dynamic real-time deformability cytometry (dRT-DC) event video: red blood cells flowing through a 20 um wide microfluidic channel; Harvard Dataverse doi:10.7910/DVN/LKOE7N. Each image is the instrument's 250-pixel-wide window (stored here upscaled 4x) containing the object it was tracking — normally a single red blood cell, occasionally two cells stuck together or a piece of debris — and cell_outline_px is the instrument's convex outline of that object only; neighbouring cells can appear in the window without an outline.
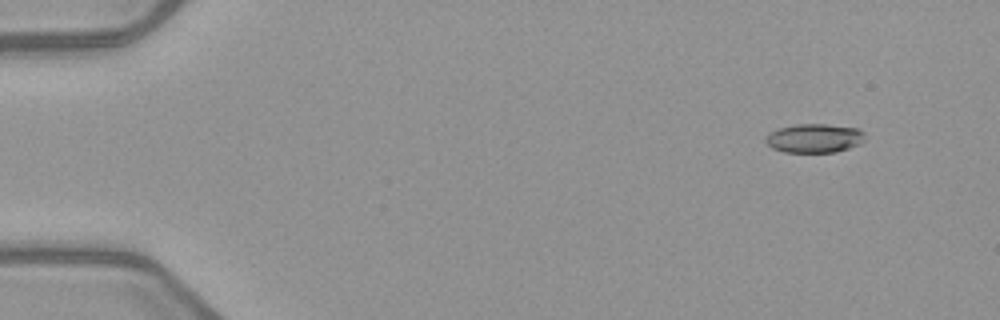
{"species": "common noctule bat (a hibernating species)", "species_latin": "Nyctalus noctula", "temperature_condition": "warm", "stored_images_in_passage": 5, "camera_frame_rate_fps": 3000, "um_per_image_px": 0.085, "animal": {"sex": "female", "body_mass_g": 21.9}, "frame": {"image": 1, "passage_image": 2, "time_ms": 1.0, "image_size_px": [1000, 320], "cell_outline_px": [[864, 136], [860, 144], [836, 152], [784, 152], [772, 148], [764, 140], [768, 132], [780, 128], [796, 124], [824, 124], [856, 128], [864, 132]], "centroid_in_image_um": [69.18, 11.75], "position_along_channel_um": 15.8, "area_um2": 16.65}}
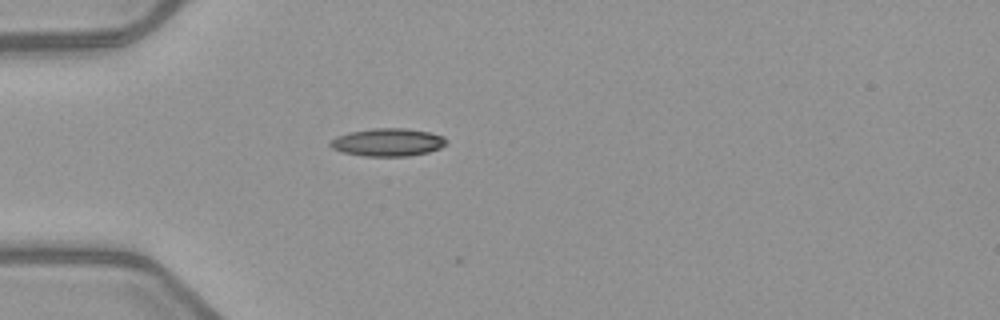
{"frame": {"image": 2, "passage_image": 5, "time_ms": 4.667, "image_size_px": [1000, 320], "cell_outline_px": [[448, 144], [440, 148], [428, 152], [408, 156], [364, 156], [344, 152], [332, 148], [328, 144], [336, 136], [348, 132], [372, 128], [404, 128], [428, 132], [444, 136], [448, 140]], "centroid_in_image_um": [32.98, 12.09], "position_along_channel_um": 52.0, "area_um2": 18.9}}